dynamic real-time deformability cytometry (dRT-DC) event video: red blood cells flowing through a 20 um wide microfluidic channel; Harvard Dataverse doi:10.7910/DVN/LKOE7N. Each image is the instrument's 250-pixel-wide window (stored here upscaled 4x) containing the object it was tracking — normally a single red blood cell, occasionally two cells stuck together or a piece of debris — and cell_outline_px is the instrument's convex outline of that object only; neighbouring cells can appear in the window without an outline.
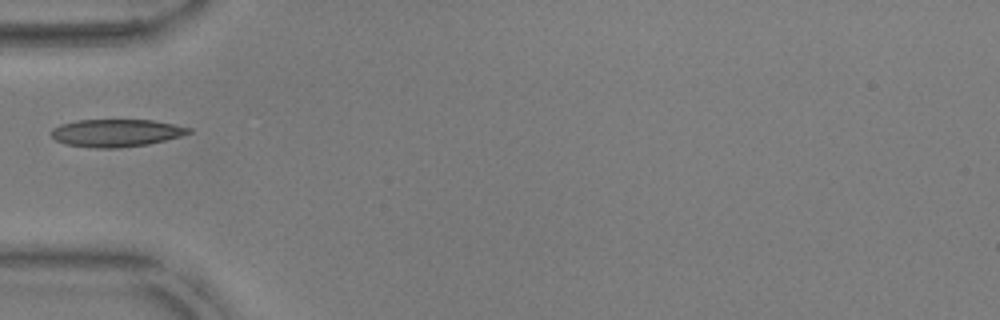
{"species": "common noctule bat (a hibernating species)", "species_latin": "Nyctalus noctula", "temperature_condition": "warm", "stored_images_in_passage": 16, "camera_frame_rate_fps": 3000, "um_per_image_px": 0.085, "animal": {"sex": "male", "body_mass_g": 17.9, "forearm_length_mm": 54.2}, "frame": {"image": 1, "passage_image": 1, "time_ms": 0.0, "image_size_px": [1000, 320], "cell_outline_px": [[192, 132], [180, 136], [148, 144], [116, 148], [96, 148], [64, 144], [56, 140], [52, 136], [52, 128], [60, 124], [76, 120], [152, 120], [192, 128]], "centroid_in_image_um": [9.85, 11.29], "position_along_channel_um": 75.1, "area_um2": 21.96}}
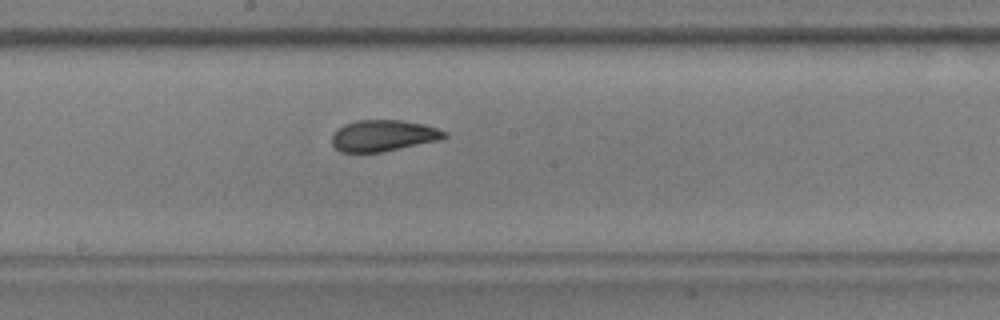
{"frame": {"image": 2, "passage_image": 12, "time_ms": 3.667, "image_size_px": [1000, 320], "cell_outline_px": [[448, 136], [444, 140], [384, 152], [340, 152], [332, 144], [332, 136], [336, 128], [344, 124], [356, 120], [400, 120], [424, 124], [436, 128], [444, 132]], "centroid_in_image_um": [32.6, 11.54], "position_along_channel_um": 215.6, "area_um2": 20.87}}
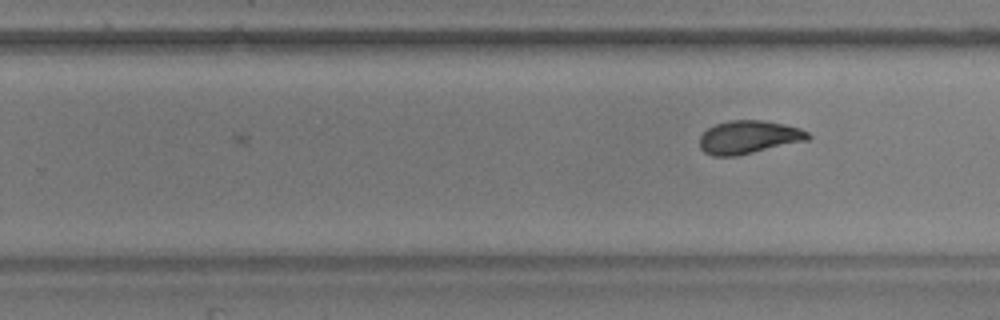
{"frame": {"image": 3, "passage_image": 16, "time_ms": 5.0, "image_size_px": [1000, 320], "cell_outline_px": [[812, 136], [808, 140], [736, 156], [712, 156], [704, 152], [700, 148], [700, 136], [708, 128], [716, 124], [728, 120], [764, 120], [784, 124], [800, 128], [808, 132]], "centroid_in_image_um": [63.64, 11.65], "position_along_channel_um": 266.2, "area_um2": 20.98}}